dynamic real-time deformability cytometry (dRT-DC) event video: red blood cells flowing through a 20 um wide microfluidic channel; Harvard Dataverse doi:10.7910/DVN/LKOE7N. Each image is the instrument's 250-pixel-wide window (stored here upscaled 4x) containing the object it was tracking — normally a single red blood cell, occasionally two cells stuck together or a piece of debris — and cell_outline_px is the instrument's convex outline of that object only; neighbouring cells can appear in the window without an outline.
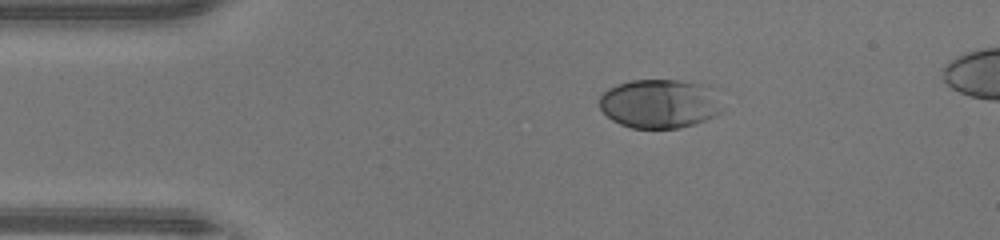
{"species": "human", "species_latin": "Homo sapiens", "temperature_condition": "warm", "stored_images_in_passage": 38, "camera_frame_rate_fps": 3000, "um_per_image_px": 0.085, "donor": {"sex": "male"}, "frame": {"image": 1, "passage_image": 1, "time_ms": 0.0, "image_size_px": [1000, 240], "cell_outline_px": [[724, 112], [708, 120], [696, 124], [680, 128], [632, 128], [620, 124], [612, 120], [600, 108], [600, 96], [608, 88], [616, 84], [632, 80], [680, 80], [708, 84], [716, 88]], "centroid_in_image_um": [56.16, 8.8], "position_along_channel_um": 28.8, "area_um2": 35.95}}
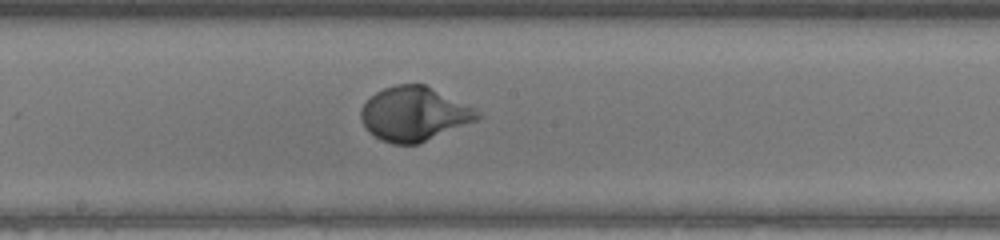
{"frame": {"image": 2, "passage_image": 17, "time_ms": 5.333, "image_size_px": [1000, 240], "cell_outline_px": [[484, 116], [476, 120], [416, 144], [392, 144], [380, 140], [364, 124], [360, 116], [360, 108], [376, 92], [384, 88], [396, 84], [424, 84], [476, 108]], "centroid_in_image_um": [35.21, 9.66], "position_along_channel_um": 213.0, "area_um2": 36.3}}
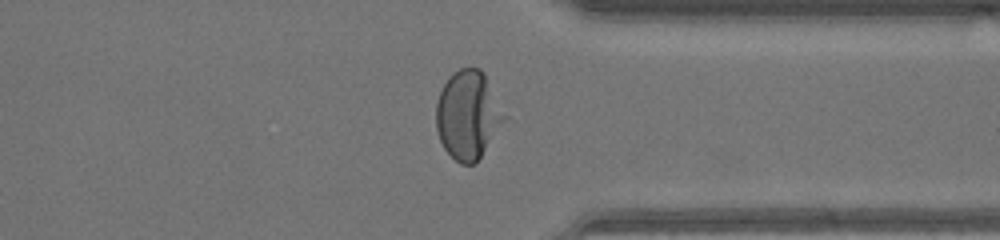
{"frame": {"image": 3, "passage_image": 28, "time_ms": 9.0, "image_size_px": [1000, 240], "cell_outline_px": [[488, 120], [484, 148], [476, 164], [460, 164], [444, 148], [440, 140], [436, 128], [436, 104], [440, 92], [448, 76], [460, 68], [480, 68], [484, 72], [488, 116]], "centroid_in_image_um": [39.37, 9.77], "position_along_channel_um": 372.0, "area_um2": 29.42}, "authors_computed_cell_mechanics": {"area_um2": 35.4314, "velocity_mm_per_s": 4.4185, "shape_relaxation_time_tau1_ms": 3.0683, "shape_relaxation_time_tau2_ms": null, "deformation_change_tau1": 0.2205, "deformation_change_tau2": null}}